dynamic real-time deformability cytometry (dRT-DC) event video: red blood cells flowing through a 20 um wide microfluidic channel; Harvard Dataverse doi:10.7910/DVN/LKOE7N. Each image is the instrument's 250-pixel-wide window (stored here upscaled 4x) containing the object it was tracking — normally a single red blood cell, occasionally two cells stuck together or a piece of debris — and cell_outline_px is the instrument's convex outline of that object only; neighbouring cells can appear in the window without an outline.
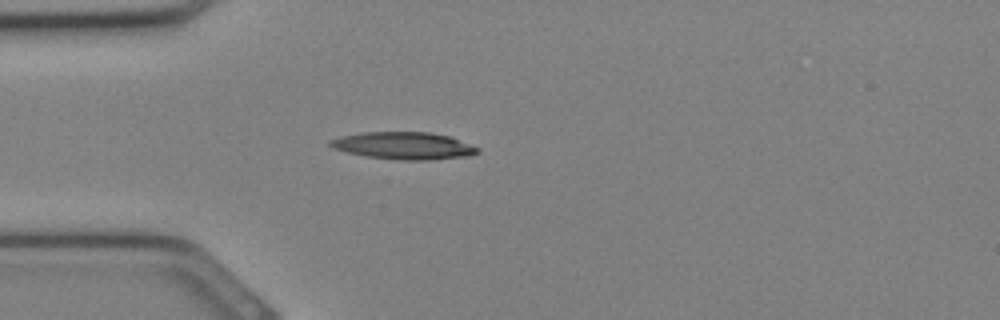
{"species": "Egyptian fruit bat (a non-hibernating species)", "species_latin": "Rousettus aegyptiacus", "temperature_condition": "cold", "stored_images_in_passage": 28, "camera_frame_rate_fps": 3000, "um_per_image_px": 0.085, "animal": {"sex": "female"}, "frame": {"image": 1, "passage_image": 5, "time_ms": 1.333, "image_size_px": [1000, 320], "cell_outline_px": [[480, 152], [468, 156], [428, 160], [400, 160], [368, 156], [348, 152], [332, 148], [328, 144], [328, 140], [360, 132], [432, 132], [448, 136], [480, 148]], "centroid_in_image_um": [34.33, 12.38], "position_along_channel_um": 50.7, "area_um2": 23.29}}
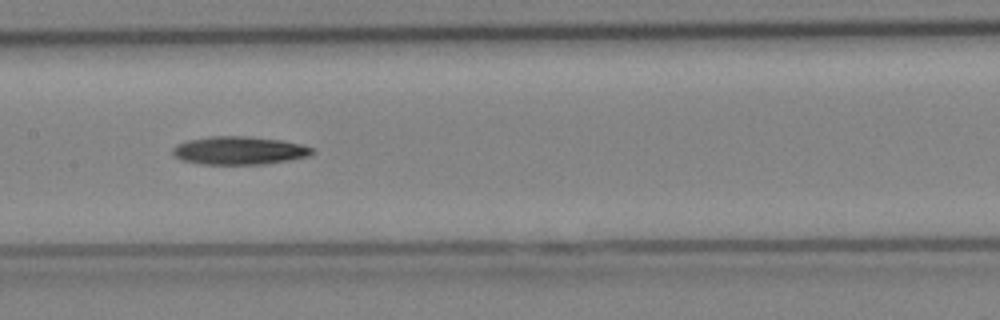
{"frame": {"image": 2, "passage_image": 12, "time_ms": 3.667, "image_size_px": [1000, 320], "cell_outline_px": [[312, 152], [308, 156], [288, 160], [260, 164], [204, 164], [184, 160], [176, 156], [172, 152], [172, 148], [176, 144], [188, 140], [212, 136], [244, 136], [280, 140], [300, 144], [312, 148]], "centroid_in_image_um": [20.29, 12.79], "position_along_channel_um": 187.1, "area_um2": 22.43}}
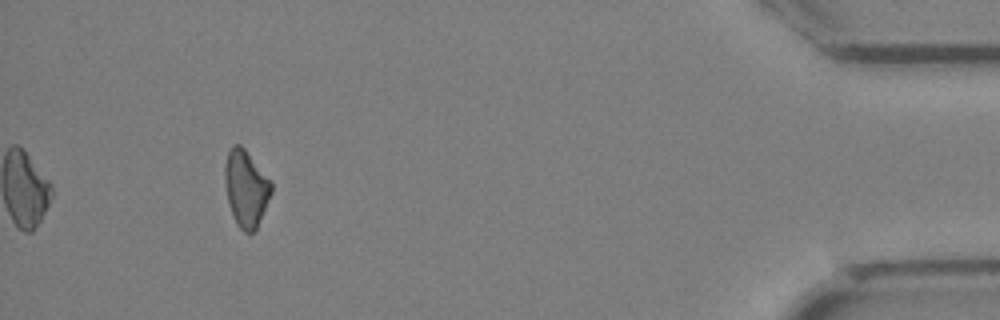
{"frame": {"image": 3, "passage_image": 26, "time_ms": 8.333, "image_size_px": [1000, 320], "cell_outline_px": [[272, 192], [256, 228], [252, 232], [244, 232], [236, 224], [228, 200], [224, 180], [224, 168], [228, 152], [232, 144], [240, 144], [244, 148], [272, 184]], "centroid_in_image_um": [20.88, 16.0], "position_along_channel_um": 414.3, "area_um2": 20.23}}